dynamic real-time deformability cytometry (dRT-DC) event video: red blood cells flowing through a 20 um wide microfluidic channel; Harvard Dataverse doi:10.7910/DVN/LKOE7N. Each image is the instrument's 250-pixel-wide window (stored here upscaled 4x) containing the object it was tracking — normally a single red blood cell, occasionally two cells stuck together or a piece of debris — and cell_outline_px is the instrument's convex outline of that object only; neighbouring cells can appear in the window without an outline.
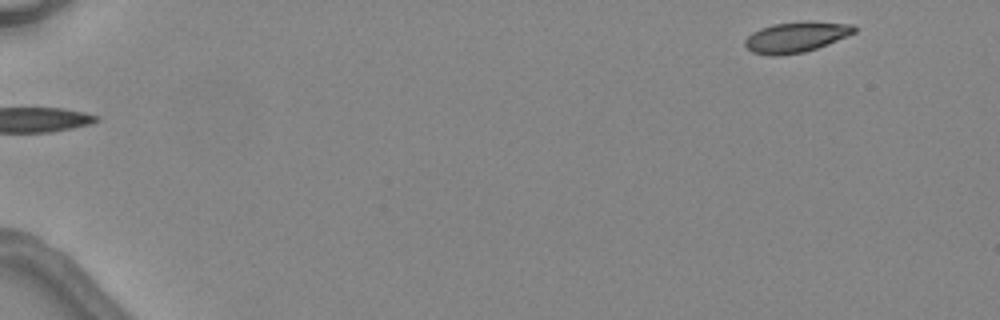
{"species": "common noctule bat (a hibernating species)", "species_latin": "Nyctalus noctula", "temperature_condition": "warm", "stored_images_in_passage": 5, "segment_of_instrument_passage": [2, 2], "camera_frame_rate_fps": 3000, "um_per_image_px": 0.085, "animal": {"sex": "female", "body_mass_g": 24.6, "forearm_length_mm": 56.2}, "frame": {"image": 1, "passage_image": 5, "time_ms": 4.667, "image_size_px": [1000, 320], "cell_outline_px": [[856, 32], [848, 36], [828, 44], [804, 52], [776, 56], [772, 56], [752, 52], [744, 44], [744, 40], [752, 32], [760, 28], [772, 24], [804, 20], [808, 20], [852, 24], [856, 28]], "centroid_in_image_um": [67.67, 3.13], "position_along_channel_um": 17.3, "area_um2": 19.71}}